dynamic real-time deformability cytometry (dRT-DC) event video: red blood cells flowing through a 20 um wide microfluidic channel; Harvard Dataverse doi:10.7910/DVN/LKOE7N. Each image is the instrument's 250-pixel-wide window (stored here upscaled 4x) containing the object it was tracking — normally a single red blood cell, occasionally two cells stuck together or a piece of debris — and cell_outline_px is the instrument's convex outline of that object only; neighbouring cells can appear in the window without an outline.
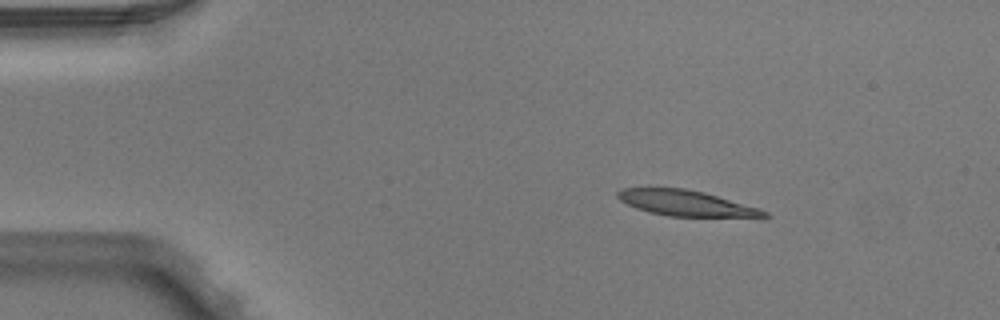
{"species": "Egyptian fruit bat (a non-hibernating species)", "species_latin": "Rousettus aegyptiacus", "temperature_condition": "warm", "stored_images_in_passage": 2, "camera_frame_rate_fps": 3000, "um_per_image_px": 0.085, "animal": {"sex": "male"}, "frame": {"image": 1, "passage_image": 1, "time_ms": 0.0, "image_size_px": [1000, 320], "cell_outline_px": [[772, 216], [668, 216], [648, 212], [636, 208], [620, 200], [616, 196], [616, 192], [624, 188], [684, 188], [704, 192], [760, 208], [768, 212]], "centroid_in_image_um": [58.27, 17.25], "position_along_channel_um": 26.7, "area_um2": 21.56}}